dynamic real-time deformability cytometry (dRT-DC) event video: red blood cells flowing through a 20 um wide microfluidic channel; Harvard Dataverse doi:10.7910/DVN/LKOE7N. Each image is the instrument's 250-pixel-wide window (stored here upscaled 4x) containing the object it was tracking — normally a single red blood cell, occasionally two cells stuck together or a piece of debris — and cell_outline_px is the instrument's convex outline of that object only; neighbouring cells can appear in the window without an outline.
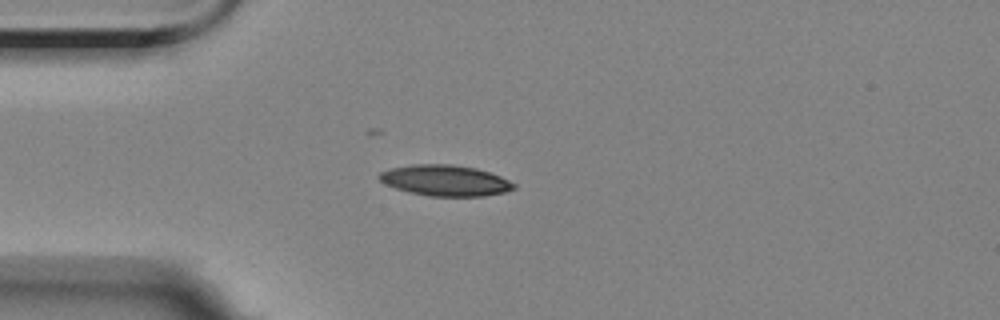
{"species": "Egyptian fruit bat (a non-hibernating species)", "species_latin": "Rousettus aegyptiacus", "temperature_condition": "room temperature", "stored_images_in_passage": 4, "camera_frame_rate_fps": 3000, "um_per_image_px": 0.085, "animal": {"sex": "female"}, "frame": {"image": 1, "passage_image": 4, "time_ms": 3.333, "image_size_px": [1000, 320], "cell_outline_px": [[516, 188], [504, 192], [484, 196], [428, 196], [408, 192], [384, 184], [376, 176], [380, 172], [392, 168], [412, 164], [452, 164], [476, 168], [500, 176], [516, 184]], "centroid_in_image_um": [37.82, 15.34], "position_along_channel_um": 47.2, "area_um2": 24.28}}